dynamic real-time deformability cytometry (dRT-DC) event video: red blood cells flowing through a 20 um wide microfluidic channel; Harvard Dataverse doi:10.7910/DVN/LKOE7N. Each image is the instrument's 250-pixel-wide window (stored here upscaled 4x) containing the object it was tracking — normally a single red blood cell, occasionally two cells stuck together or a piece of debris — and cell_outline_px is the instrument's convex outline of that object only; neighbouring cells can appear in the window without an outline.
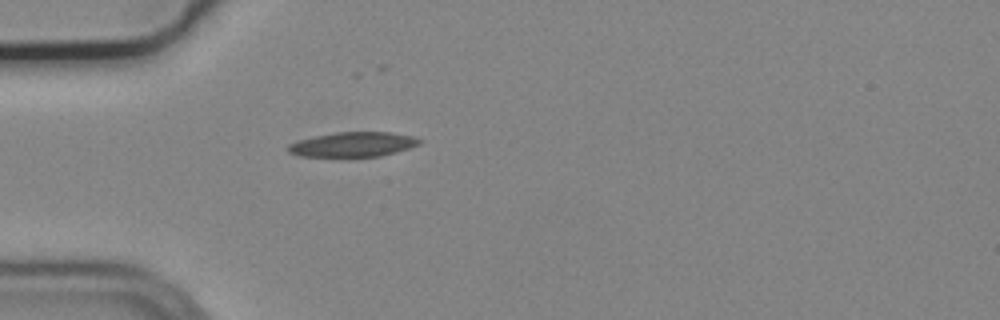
{"species": "common noctule bat (a hibernating species)", "species_latin": "Nyctalus noctula", "temperature_condition": "cold", "stored_images_in_passage": 2, "camera_frame_rate_fps": 3000, "um_per_image_px": 0.085, "animal": {"sex": "male", "body_mass_g": 19.2, "forearm_length_mm": 51.8}, "frame": {"image": 1, "passage_image": 2, "time_ms": 0.333, "image_size_px": [1000, 320], "cell_outline_px": [[424, 140], [420, 144], [396, 152], [380, 156], [300, 156], [288, 152], [288, 144], [300, 140], [316, 136], [336, 132], [392, 132], [412, 136]], "centroid_in_image_um": [30.04, 12.27], "position_along_channel_um": 55.0, "area_um2": 18.73}}